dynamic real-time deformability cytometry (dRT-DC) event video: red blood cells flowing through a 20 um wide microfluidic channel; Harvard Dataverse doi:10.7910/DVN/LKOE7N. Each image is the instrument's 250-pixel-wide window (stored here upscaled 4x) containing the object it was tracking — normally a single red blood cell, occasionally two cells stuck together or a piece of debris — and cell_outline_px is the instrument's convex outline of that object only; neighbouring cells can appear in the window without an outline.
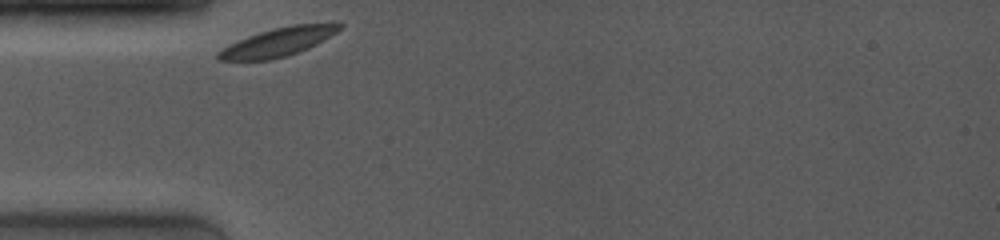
{"species": "common noctule bat (a hibernating species)", "species_latin": "Nyctalus noctula", "temperature_condition": "room temperature", "stored_images_in_passage": 19, "camera_frame_rate_fps": 4000, "um_per_image_px": 0.085, "animal": {"sex": "female", "body_mass_g": 19.0, "forearm_length_mm": 53.3}, "frame": {"image": 1, "passage_image": 1, "time_ms": 0.0, "image_size_px": [1000, 240], "cell_outline_px": [[344, 24], [336, 32], [316, 44], [308, 48], [272, 60], [216, 60], [216, 52], [248, 36], [272, 28], [292, 24]], "centroid_in_image_um": [23.59, 3.58], "position_along_channel_um": 61.4, "area_um2": 19.59}}
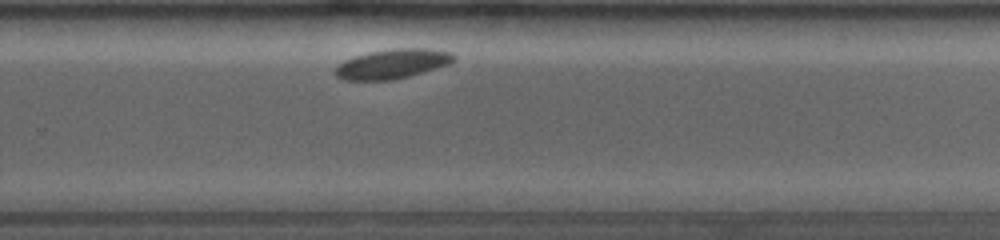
{"frame": {"image": 2, "passage_image": 13, "time_ms": 6.75, "image_size_px": [1000, 240], "cell_outline_px": [[456, 60], [448, 64], [436, 68], [408, 76], [392, 80], [344, 80], [336, 76], [332, 72], [344, 60], [368, 52], [392, 48], [428, 48], [452, 52], [456, 56]], "centroid_in_image_um": [33.36, 5.42], "position_along_channel_um": 296.4, "area_um2": 20.46}}
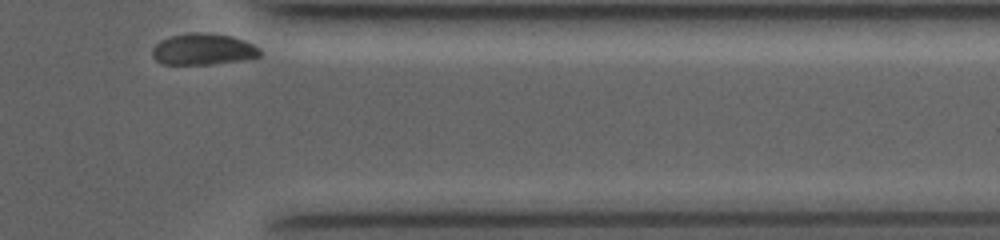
{"frame": {"image": 3, "passage_image": 19, "time_ms": 9.5, "image_size_px": [1000, 240], "cell_outline_px": [[260, 56], [244, 60], [212, 64], [164, 64], [156, 60], [152, 56], [152, 48], [160, 40], [172, 36], [192, 32], [200, 32], [232, 36], [244, 40], [260, 48]], "centroid_in_image_um": [17.27, 4.19], "position_along_channel_um": 394.1, "area_um2": 19.65}, "authors_computed_cell_mechanics": {"area_um2": 20.4034, "velocity_mm_per_s": 3.5238, "shape_relaxation_time_tau1_ms": 1.3385, "shape_relaxation_time_tau2_ms": null, "deformation_change_tau1": 0.0383, "deformation_change_tau2": null}}